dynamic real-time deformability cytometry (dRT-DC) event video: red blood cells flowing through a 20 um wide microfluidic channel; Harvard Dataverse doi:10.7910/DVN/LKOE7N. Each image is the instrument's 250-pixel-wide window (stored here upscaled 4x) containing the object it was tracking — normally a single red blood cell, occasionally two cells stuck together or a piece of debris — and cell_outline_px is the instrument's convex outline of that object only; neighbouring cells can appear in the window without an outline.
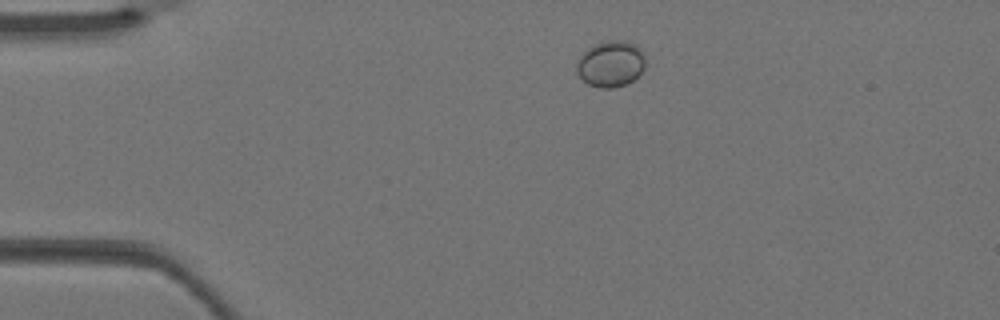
{"species": "Egyptian fruit bat (a non-hibernating species)", "species_latin": "Rousettus aegyptiacus", "temperature_condition": "warm", "stored_images_in_passage": 3, "camera_frame_rate_fps": 3000, "um_per_image_px": 0.085, "animal": {"sex": "female"}, "frame": {"image": 1, "passage_image": 2, "time_ms": 0.333, "image_size_px": [1000, 320], "cell_outline_px": [[644, 68], [632, 80], [624, 84], [612, 88], [600, 88], [588, 84], [576, 72], [576, 64], [580, 56], [588, 48], [596, 44], [608, 40], [628, 40], [644, 56]], "centroid_in_image_um": [51.87, 5.43], "position_along_channel_um": 33.1, "area_um2": 18.09}}